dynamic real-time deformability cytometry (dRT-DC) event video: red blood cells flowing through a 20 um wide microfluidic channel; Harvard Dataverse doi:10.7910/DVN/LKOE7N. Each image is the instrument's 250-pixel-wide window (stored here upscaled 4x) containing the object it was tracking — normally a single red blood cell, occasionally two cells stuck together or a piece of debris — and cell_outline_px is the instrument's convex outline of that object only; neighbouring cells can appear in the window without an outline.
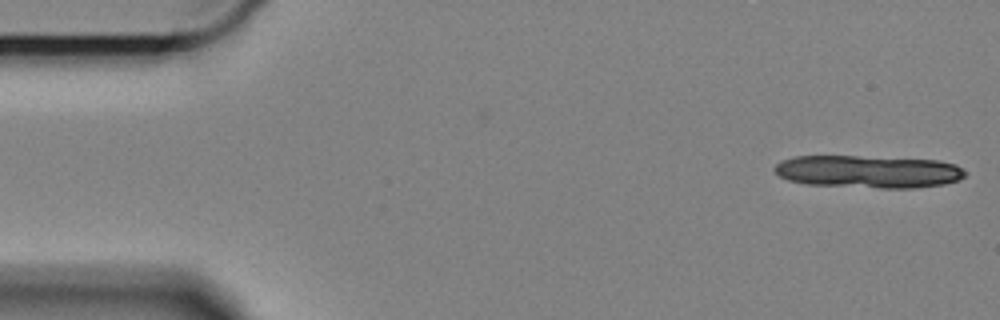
{"species": "Egyptian fruit bat (a non-hibernating species)", "species_latin": "Rousettus aegyptiacus", "temperature_condition": "cold", "stored_images_in_passage": 11, "camera_frame_rate_fps": 3000, "um_per_image_px": 0.085, "animal": {"sex": "female"}, "frame": {"image": 1, "passage_image": 1, "time_ms": 0.0, "image_size_px": [1000, 320], "cell_outline_px": [[968, 172], [960, 180], [944, 184], [916, 188], [880, 188], [808, 184], [788, 180], [780, 176], [772, 168], [780, 160], [792, 156], [856, 156], [940, 160], [956, 164]], "centroid_in_image_um": [73.83, 14.58], "position_along_channel_um": 11.2, "area_um2": 36.53}}